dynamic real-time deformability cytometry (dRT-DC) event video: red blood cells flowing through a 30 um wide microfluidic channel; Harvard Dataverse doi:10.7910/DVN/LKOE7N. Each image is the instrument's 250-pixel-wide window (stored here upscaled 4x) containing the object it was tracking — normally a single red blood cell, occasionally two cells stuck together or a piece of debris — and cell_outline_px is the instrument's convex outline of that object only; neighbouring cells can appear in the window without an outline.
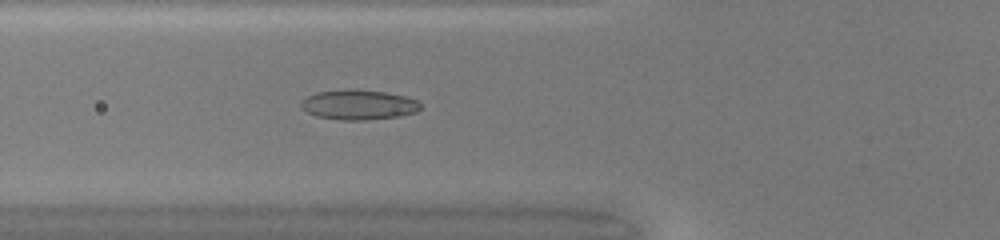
{"species": "common noctule bat (a hibernating species)", "species_latin": "Nyctalus noctula", "temperature_condition": "warm", "stored_images_in_passage": 50, "camera_frame_rate_fps": 3000, "um_per_image_px": 0.085, "animal": {"sex": "female", "body_mass_g": 20.0, "forearm_length_mm": 54.0}, "frame": {"image": 1, "passage_image": 20, "time_ms": 6.333, "image_size_px": [1000, 240], "cell_outline_px": [[420, 108], [416, 112], [400, 116], [364, 120], [344, 120], [316, 116], [300, 108], [300, 100], [316, 92], [348, 88], [356, 88], [384, 92], [404, 96], [416, 100], [420, 104]], "centroid_in_image_um": [30.43, 8.89], "position_along_channel_um": 95.4, "area_um2": 20.98}}
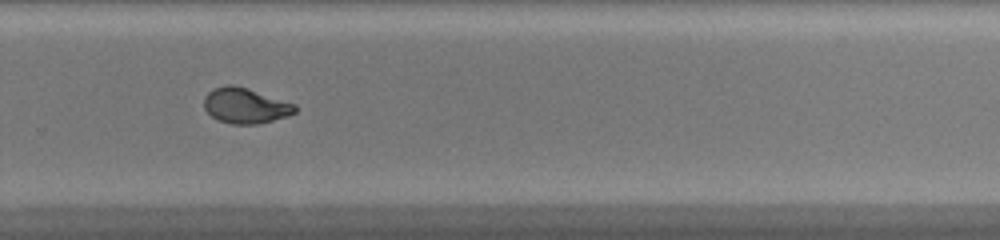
{"frame": {"image": 2, "passage_image": 35, "time_ms": 11.333, "image_size_px": [1000, 240], "cell_outline_px": [[296, 112], [288, 116], [260, 124], [232, 124], [220, 120], [212, 116], [204, 108], [204, 96], [212, 88], [228, 84], [232, 84], [248, 88], [296, 104]], "centroid_in_image_um": [20.86, 8.97], "position_along_channel_um": 308.9, "area_um2": 18.9}}
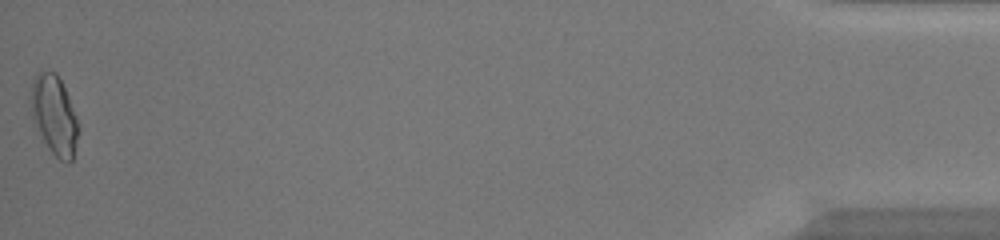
{"frame": {"image": 3, "passage_image": 50, "time_ms": 16.333, "image_size_px": [1000, 240], "cell_outline_px": [[80, 128], [72, 160], [68, 164], [60, 160], [48, 148], [32, 116], [28, 100], [32, 80], [36, 72], [56, 72], [68, 96], [76, 116]], "centroid_in_image_um": [4.6, 9.77], "position_along_channel_um": 430.6, "area_um2": 21.96}, "authors_computed_cell_mechanics": {"area_um2": 19.9121, "velocity_mm_per_s": 4.2707, "shape_relaxation_time_tau1_ms": null, "shape_relaxation_time_tau2_ms": 0.9305, "deformation_change_tau1": null, "deformation_change_tau2": 0.0609}}